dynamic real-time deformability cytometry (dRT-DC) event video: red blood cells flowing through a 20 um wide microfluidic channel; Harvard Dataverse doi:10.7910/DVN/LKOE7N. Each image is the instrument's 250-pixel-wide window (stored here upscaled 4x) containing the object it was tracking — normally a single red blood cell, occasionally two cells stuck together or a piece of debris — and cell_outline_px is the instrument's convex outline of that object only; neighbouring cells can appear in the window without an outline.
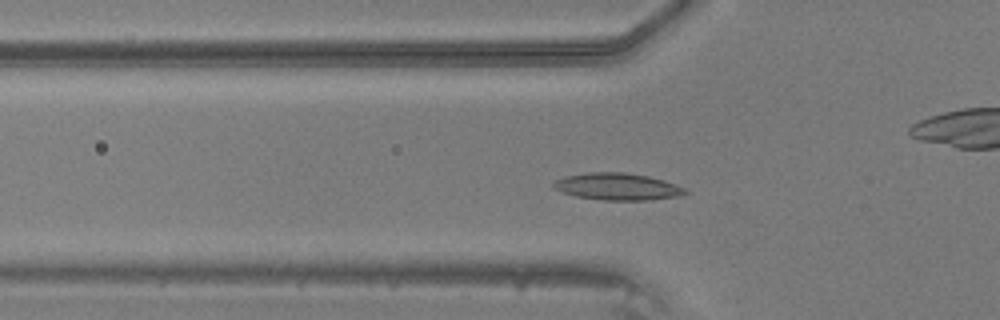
{"species": "common noctule bat (a hibernating species)", "species_latin": "Nyctalus noctula", "temperature_condition": "warm", "stored_images_in_passage": 45, "camera_frame_rate_fps": 3000, "um_per_image_px": 0.085, "animal": {"sex": "male", "body_mass_g": 20.5, "forearm_length_mm": 52.5}, "frame": {"image": 1, "passage_image": 13, "time_ms": 4.0, "image_size_px": [1000, 320], "cell_outline_px": [[688, 192], [680, 196], [648, 200], [604, 200], [576, 196], [560, 192], [552, 188], [552, 184], [556, 180], [564, 176], [588, 172], [624, 172], [648, 176], [664, 180], [688, 188]], "centroid_in_image_um": [52.49, 15.86], "position_along_channel_um": 73.3, "area_um2": 20.92}}
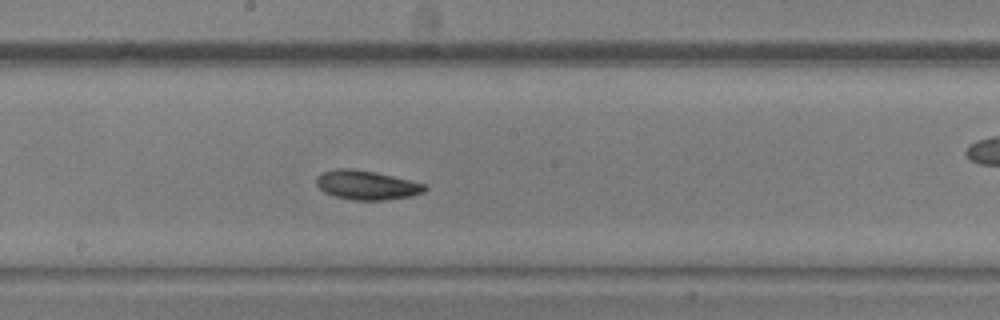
{"frame": {"image": 2, "passage_image": 23, "time_ms": 7.333, "image_size_px": [1000, 320], "cell_outline_px": [[428, 188], [424, 192], [412, 196], [384, 200], [352, 200], [336, 196], [324, 192], [316, 184], [316, 176], [320, 172], [336, 168], [352, 168], [376, 172], [428, 184]], "centroid_in_image_um": [31.18, 15.72], "position_along_channel_um": 217.0, "area_um2": 18.73}}
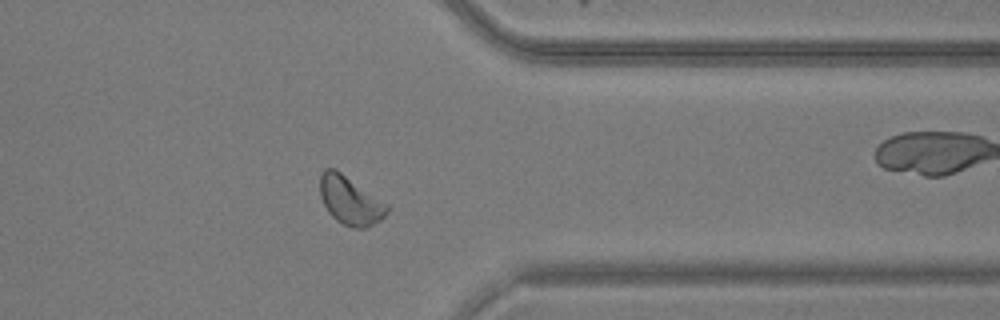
{"frame": {"image": 3, "passage_image": 35, "time_ms": 11.333, "image_size_px": [1000, 320], "cell_outline_px": [[388, 212], [380, 220], [368, 228], [356, 228], [344, 224], [336, 220], [328, 212], [320, 196], [320, 176], [324, 168], [336, 168], [388, 204]], "centroid_in_image_um": [29.76, 17.03], "position_along_channel_um": 381.6, "area_um2": 18.96}}